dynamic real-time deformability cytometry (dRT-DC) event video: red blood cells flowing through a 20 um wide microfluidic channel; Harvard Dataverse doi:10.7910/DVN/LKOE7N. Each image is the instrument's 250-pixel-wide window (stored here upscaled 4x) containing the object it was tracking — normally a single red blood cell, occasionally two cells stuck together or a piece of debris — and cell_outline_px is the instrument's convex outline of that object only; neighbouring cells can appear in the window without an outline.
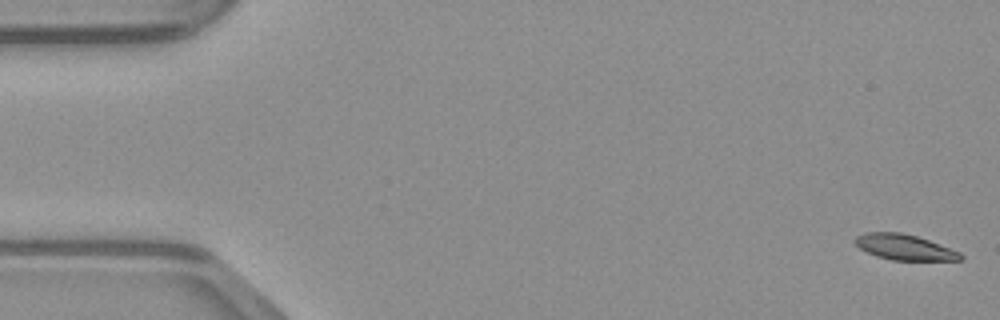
{"species": "common noctule bat (a hibernating species)", "species_latin": "Nyctalus noctula", "temperature_condition": "warm", "stored_images_in_passage": 48, "camera_frame_rate_fps": 3000, "um_per_image_px": 0.085, "animal": {"sex": "male", "body_mass_g": 23.1, "forearm_length_mm": 52.7}, "frame": {"image": 1, "passage_image": 1, "time_ms": 0.0, "image_size_px": [1000, 320], "cell_outline_px": [[964, 260], [892, 260], [876, 256], [860, 248], [852, 240], [856, 236], [864, 232], [900, 232], [916, 236], [928, 240], [960, 252], [964, 256]], "centroid_in_image_um": [76.86, 21.01], "position_along_channel_um": 8.1, "area_um2": 15.66}}
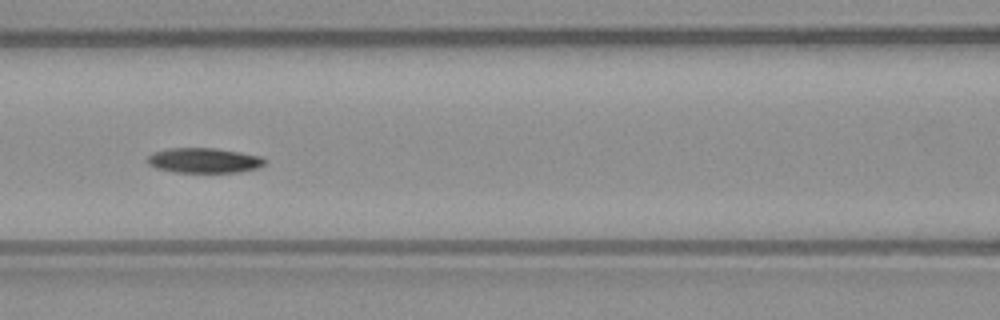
{"frame": {"image": 2, "passage_image": 21, "time_ms": 6.667, "image_size_px": [1000, 320], "cell_outline_px": [[268, 160], [264, 164], [256, 168], [240, 172], [172, 172], [156, 168], [148, 164], [148, 156], [152, 152], [168, 148], [216, 148], [264, 156]], "centroid_in_image_um": [17.36, 13.63], "position_along_channel_um": 149.2, "area_um2": 17.28}}
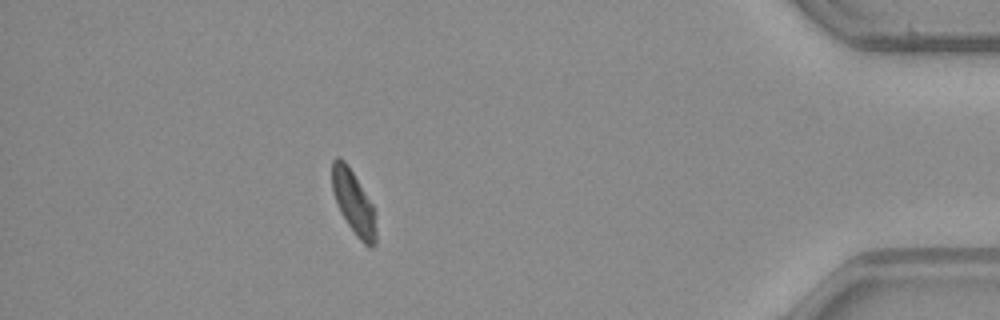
{"frame": {"image": 3, "passage_image": 43, "time_ms": 14.0, "image_size_px": [1000, 320], "cell_outline_px": [[376, 244], [372, 248], [368, 248], [356, 236], [340, 212], [332, 188], [332, 160], [336, 156], [340, 156], [344, 160], [352, 172], [372, 204], [376, 212]], "centroid_in_image_um": [30.07, 17.25], "position_along_channel_um": 405.1, "area_um2": 16.3}}